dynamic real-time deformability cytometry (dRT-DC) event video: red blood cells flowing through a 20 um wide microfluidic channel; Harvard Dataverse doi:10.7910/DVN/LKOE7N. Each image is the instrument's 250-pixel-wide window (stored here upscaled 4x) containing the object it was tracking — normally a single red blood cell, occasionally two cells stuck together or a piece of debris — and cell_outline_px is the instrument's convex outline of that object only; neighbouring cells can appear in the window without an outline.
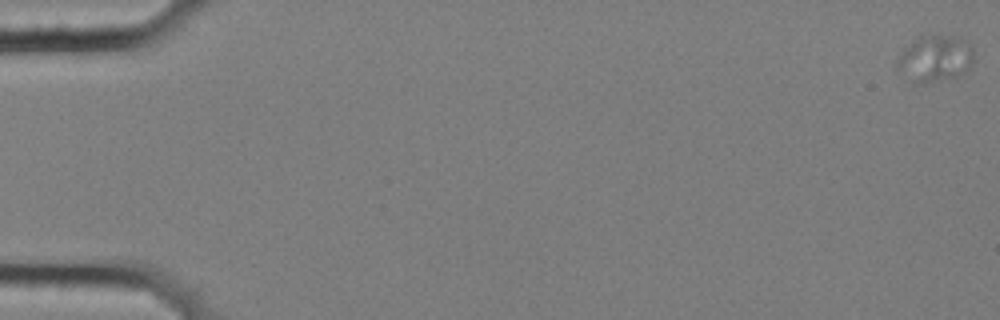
{"species": "common noctule bat (a hibernating species)", "species_latin": "Nyctalus noctula", "temperature_condition": "cold", "stored_images_in_passage": 59, "camera_frame_rate_fps": 3000, "um_per_image_px": 0.085, "animal": {"sex": "female", "body_mass_g": 25.1}, "frame": {"image": 1, "passage_image": 1, "time_ms": 0.0, "image_size_px": [1000, 320], "cell_outline_px": [[972, 64], [964, 72], [956, 76], [920, 84], [912, 80], [896, 68], [896, 64], [904, 48], [912, 40], [920, 36], [960, 36], [972, 48]], "centroid_in_image_um": [79.47, 4.96], "position_along_channel_um": 5.5, "area_um2": 20.29}}
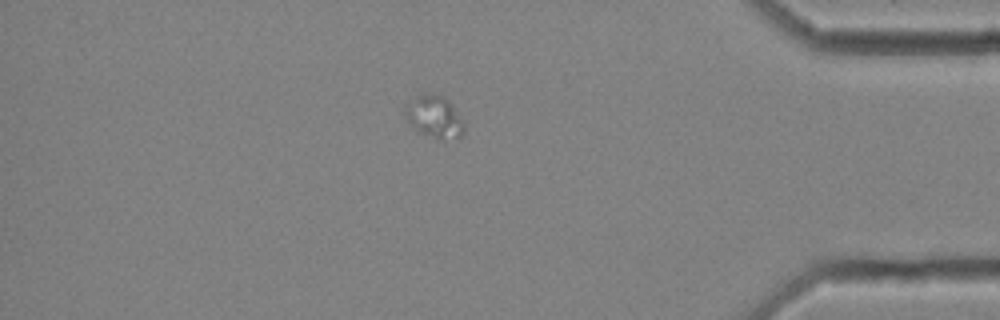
{"frame": {"image": 2, "passage_image": 51, "time_ms": 16.667, "image_size_px": [1000, 320], "cell_outline_px": [[464, 132], [460, 136], [444, 140], [420, 132], [408, 124], [400, 112], [420, 92], [444, 96], [448, 100], [464, 124]], "centroid_in_image_um": [36.85, 9.91], "position_along_channel_um": 398.4, "area_um2": 14.51}}
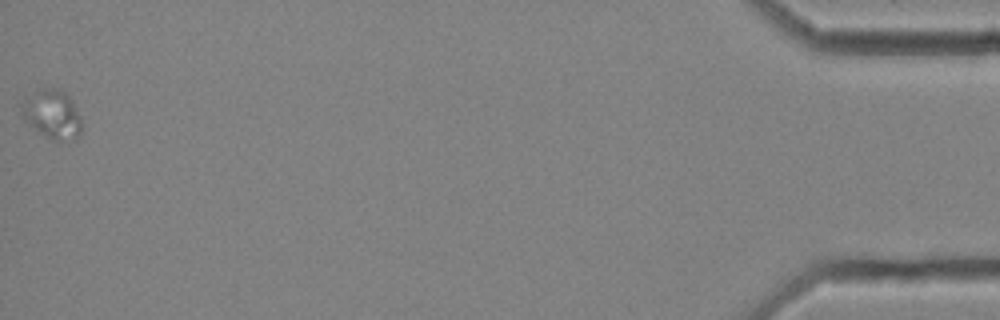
{"frame": {"image": 3, "passage_image": 59, "time_ms": 19.333, "image_size_px": [1000, 320], "cell_outline_px": [[84, 124], [80, 136], [60, 140], [52, 140], [36, 128], [24, 116], [20, 108], [20, 104], [40, 88], [60, 88], [72, 100]], "centroid_in_image_um": [4.51, 9.68], "position_along_channel_um": 430.7, "area_um2": 16.65}}